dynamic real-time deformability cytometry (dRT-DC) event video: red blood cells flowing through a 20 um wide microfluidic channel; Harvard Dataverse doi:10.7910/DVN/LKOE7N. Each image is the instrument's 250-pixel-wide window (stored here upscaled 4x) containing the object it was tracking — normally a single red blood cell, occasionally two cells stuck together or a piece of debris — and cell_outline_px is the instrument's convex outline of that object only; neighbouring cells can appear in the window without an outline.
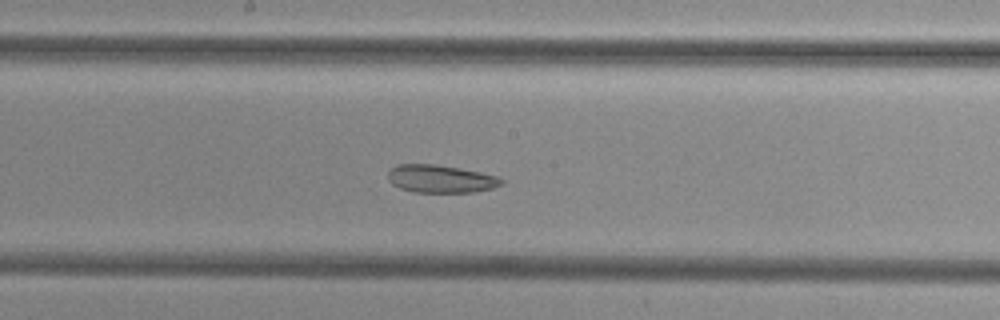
{"species": "common noctule bat (a hibernating species)", "species_latin": "Nyctalus noctula", "temperature_condition": "cold", "stored_images_in_passage": 22, "camera_frame_rate_fps": 3000, "um_per_image_px": 0.085, "animal": {"sex": "female", "body_mass_g": 29.2, "forearm_length_mm": 56.3}, "frame": {"image": 1, "passage_image": 21, "time_ms": 6.667, "image_size_px": [1000, 320], "cell_outline_px": [[504, 184], [492, 188], [472, 192], [412, 192], [400, 188], [392, 184], [388, 180], [388, 172], [396, 164], [436, 164], [460, 168], [480, 172], [496, 176], [504, 180]], "centroid_in_image_um": [37.44, 15.2], "position_along_channel_um": 210.8, "area_um2": 18.44}}